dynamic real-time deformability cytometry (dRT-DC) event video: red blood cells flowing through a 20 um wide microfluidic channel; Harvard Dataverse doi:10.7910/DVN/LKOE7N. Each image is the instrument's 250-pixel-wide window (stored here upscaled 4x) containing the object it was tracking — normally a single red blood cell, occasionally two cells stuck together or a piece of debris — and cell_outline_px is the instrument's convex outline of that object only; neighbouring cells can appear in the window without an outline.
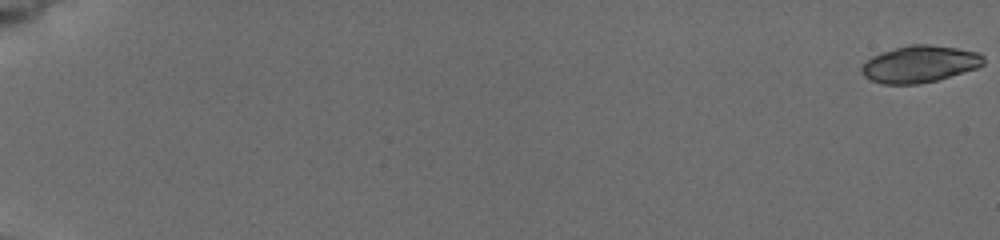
{"species": "common noctule bat (a hibernating species)", "species_latin": "Nyctalus noctula", "temperature_condition": "cold", "stored_images_in_passage": 34, "segment_of_instrument_passage": [1, 2], "camera_frame_rate_fps": 3000, "um_per_image_px": 0.085, "animal": {"sex": "female", "body_mass_g": 19.5, "forearm_length_mm": 54.1}, "frame": {"image": 1, "passage_image": 1, "time_ms": 0.0, "image_size_px": [1000, 240], "cell_outline_px": [[984, 64], [976, 68], [936, 80], [916, 84], [884, 84], [872, 80], [864, 76], [860, 72], [860, 68], [872, 56], [908, 44], [928, 44], [956, 48], [980, 52], [984, 56]], "centroid_in_image_um": [78.18, 5.44], "position_along_channel_um": 6.8, "area_um2": 25.95}}
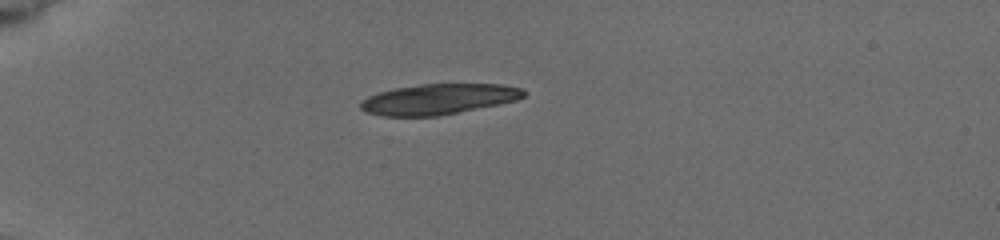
{"frame": {"image": 2, "passage_image": 15, "time_ms": 5.667, "image_size_px": [1000, 240], "cell_outline_px": [[528, 92], [524, 96], [516, 100], [500, 104], [436, 116], [380, 116], [368, 112], [360, 108], [360, 100], [368, 96], [380, 92], [396, 88], [420, 84], [504, 84], [524, 88]], "centroid_in_image_um": [37.31, 8.42], "position_along_channel_um": 47.7, "area_um2": 29.07}}